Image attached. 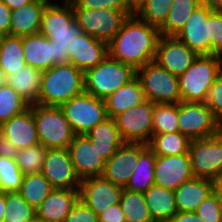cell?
Masks as SVG:
<instances>
[{"instance_id":"cell-2","label":"cell","mask_w":222,"mask_h":222,"mask_svg":"<svg viewBox=\"0 0 222 222\" xmlns=\"http://www.w3.org/2000/svg\"><path fill=\"white\" fill-rule=\"evenodd\" d=\"M84 92V72L71 63L54 65L42 73L38 104L60 107Z\"/></svg>"},{"instance_id":"cell-57","label":"cell","mask_w":222,"mask_h":222,"mask_svg":"<svg viewBox=\"0 0 222 222\" xmlns=\"http://www.w3.org/2000/svg\"><path fill=\"white\" fill-rule=\"evenodd\" d=\"M33 1H39V2H42V3L46 4V5L55 3L54 1L51 2V0H33Z\"/></svg>"},{"instance_id":"cell-17","label":"cell","mask_w":222,"mask_h":222,"mask_svg":"<svg viewBox=\"0 0 222 222\" xmlns=\"http://www.w3.org/2000/svg\"><path fill=\"white\" fill-rule=\"evenodd\" d=\"M193 177L189 153L176 156L156 155L155 185L174 191Z\"/></svg>"},{"instance_id":"cell-4","label":"cell","mask_w":222,"mask_h":222,"mask_svg":"<svg viewBox=\"0 0 222 222\" xmlns=\"http://www.w3.org/2000/svg\"><path fill=\"white\" fill-rule=\"evenodd\" d=\"M136 76V71L109 55L98 65L84 72V91L105 99Z\"/></svg>"},{"instance_id":"cell-39","label":"cell","mask_w":222,"mask_h":222,"mask_svg":"<svg viewBox=\"0 0 222 222\" xmlns=\"http://www.w3.org/2000/svg\"><path fill=\"white\" fill-rule=\"evenodd\" d=\"M173 0H145L135 14L146 23L160 27L166 20Z\"/></svg>"},{"instance_id":"cell-20","label":"cell","mask_w":222,"mask_h":222,"mask_svg":"<svg viewBox=\"0 0 222 222\" xmlns=\"http://www.w3.org/2000/svg\"><path fill=\"white\" fill-rule=\"evenodd\" d=\"M0 133L11 141L18 150L38 145L33 104L22 113L1 124Z\"/></svg>"},{"instance_id":"cell-19","label":"cell","mask_w":222,"mask_h":222,"mask_svg":"<svg viewBox=\"0 0 222 222\" xmlns=\"http://www.w3.org/2000/svg\"><path fill=\"white\" fill-rule=\"evenodd\" d=\"M68 51L69 63L85 72L108 56V43L83 33L72 40Z\"/></svg>"},{"instance_id":"cell-58","label":"cell","mask_w":222,"mask_h":222,"mask_svg":"<svg viewBox=\"0 0 222 222\" xmlns=\"http://www.w3.org/2000/svg\"><path fill=\"white\" fill-rule=\"evenodd\" d=\"M5 82H6L5 77L1 73V69H0V85H3Z\"/></svg>"},{"instance_id":"cell-23","label":"cell","mask_w":222,"mask_h":222,"mask_svg":"<svg viewBox=\"0 0 222 222\" xmlns=\"http://www.w3.org/2000/svg\"><path fill=\"white\" fill-rule=\"evenodd\" d=\"M212 193V180L193 177L174 190L177 211L195 212Z\"/></svg>"},{"instance_id":"cell-29","label":"cell","mask_w":222,"mask_h":222,"mask_svg":"<svg viewBox=\"0 0 222 222\" xmlns=\"http://www.w3.org/2000/svg\"><path fill=\"white\" fill-rule=\"evenodd\" d=\"M43 71L25 65L22 70L8 76L6 83L13 87L30 105L38 104Z\"/></svg>"},{"instance_id":"cell-26","label":"cell","mask_w":222,"mask_h":222,"mask_svg":"<svg viewBox=\"0 0 222 222\" xmlns=\"http://www.w3.org/2000/svg\"><path fill=\"white\" fill-rule=\"evenodd\" d=\"M145 100L140 80L135 76L127 84L104 99L107 116L114 119L123 111L137 106Z\"/></svg>"},{"instance_id":"cell-14","label":"cell","mask_w":222,"mask_h":222,"mask_svg":"<svg viewBox=\"0 0 222 222\" xmlns=\"http://www.w3.org/2000/svg\"><path fill=\"white\" fill-rule=\"evenodd\" d=\"M123 187L113 184L103 176L81 180L79 199H81L97 216L109 206L120 202Z\"/></svg>"},{"instance_id":"cell-27","label":"cell","mask_w":222,"mask_h":222,"mask_svg":"<svg viewBox=\"0 0 222 222\" xmlns=\"http://www.w3.org/2000/svg\"><path fill=\"white\" fill-rule=\"evenodd\" d=\"M86 136L105 161L110 159L124 143L118 132L115 119L111 117L93 127Z\"/></svg>"},{"instance_id":"cell-35","label":"cell","mask_w":222,"mask_h":222,"mask_svg":"<svg viewBox=\"0 0 222 222\" xmlns=\"http://www.w3.org/2000/svg\"><path fill=\"white\" fill-rule=\"evenodd\" d=\"M119 205L126 222H154L141 192H133L123 188Z\"/></svg>"},{"instance_id":"cell-60","label":"cell","mask_w":222,"mask_h":222,"mask_svg":"<svg viewBox=\"0 0 222 222\" xmlns=\"http://www.w3.org/2000/svg\"><path fill=\"white\" fill-rule=\"evenodd\" d=\"M74 0H63V2H65V3H71V2H73Z\"/></svg>"},{"instance_id":"cell-50","label":"cell","mask_w":222,"mask_h":222,"mask_svg":"<svg viewBox=\"0 0 222 222\" xmlns=\"http://www.w3.org/2000/svg\"><path fill=\"white\" fill-rule=\"evenodd\" d=\"M18 151L14 144L0 133V157L15 159Z\"/></svg>"},{"instance_id":"cell-7","label":"cell","mask_w":222,"mask_h":222,"mask_svg":"<svg viewBox=\"0 0 222 222\" xmlns=\"http://www.w3.org/2000/svg\"><path fill=\"white\" fill-rule=\"evenodd\" d=\"M136 77L140 80L146 100L154 103L179 104L182 102L178 77L155 61L137 69Z\"/></svg>"},{"instance_id":"cell-59","label":"cell","mask_w":222,"mask_h":222,"mask_svg":"<svg viewBox=\"0 0 222 222\" xmlns=\"http://www.w3.org/2000/svg\"><path fill=\"white\" fill-rule=\"evenodd\" d=\"M154 222H174L173 219L156 220Z\"/></svg>"},{"instance_id":"cell-25","label":"cell","mask_w":222,"mask_h":222,"mask_svg":"<svg viewBox=\"0 0 222 222\" xmlns=\"http://www.w3.org/2000/svg\"><path fill=\"white\" fill-rule=\"evenodd\" d=\"M46 4L32 1L11 11L10 35L24 37L39 33L40 22Z\"/></svg>"},{"instance_id":"cell-5","label":"cell","mask_w":222,"mask_h":222,"mask_svg":"<svg viewBox=\"0 0 222 222\" xmlns=\"http://www.w3.org/2000/svg\"><path fill=\"white\" fill-rule=\"evenodd\" d=\"M39 144L46 149L68 148L75 134L60 107L33 104Z\"/></svg>"},{"instance_id":"cell-34","label":"cell","mask_w":222,"mask_h":222,"mask_svg":"<svg viewBox=\"0 0 222 222\" xmlns=\"http://www.w3.org/2000/svg\"><path fill=\"white\" fill-rule=\"evenodd\" d=\"M190 139L180 132L153 135L147 144L155 155L176 156L189 151Z\"/></svg>"},{"instance_id":"cell-48","label":"cell","mask_w":222,"mask_h":222,"mask_svg":"<svg viewBox=\"0 0 222 222\" xmlns=\"http://www.w3.org/2000/svg\"><path fill=\"white\" fill-rule=\"evenodd\" d=\"M99 222H126L125 216L121 207L118 204L109 206L98 215Z\"/></svg>"},{"instance_id":"cell-36","label":"cell","mask_w":222,"mask_h":222,"mask_svg":"<svg viewBox=\"0 0 222 222\" xmlns=\"http://www.w3.org/2000/svg\"><path fill=\"white\" fill-rule=\"evenodd\" d=\"M179 132L178 104L154 103L153 135Z\"/></svg>"},{"instance_id":"cell-22","label":"cell","mask_w":222,"mask_h":222,"mask_svg":"<svg viewBox=\"0 0 222 222\" xmlns=\"http://www.w3.org/2000/svg\"><path fill=\"white\" fill-rule=\"evenodd\" d=\"M82 30L75 20L72 3L49 4L43 11L39 33H61Z\"/></svg>"},{"instance_id":"cell-44","label":"cell","mask_w":222,"mask_h":222,"mask_svg":"<svg viewBox=\"0 0 222 222\" xmlns=\"http://www.w3.org/2000/svg\"><path fill=\"white\" fill-rule=\"evenodd\" d=\"M195 213L204 222H222V203L213 193H211L197 207Z\"/></svg>"},{"instance_id":"cell-16","label":"cell","mask_w":222,"mask_h":222,"mask_svg":"<svg viewBox=\"0 0 222 222\" xmlns=\"http://www.w3.org/2000/svg\"><path fill=\"white\" fill-rule=\"evenodd\" d=\"M68 150L74 171L80 181L102 176L106 161L86 135H75Z\"/></svg>"},{"instance_id":"cell-10","label":"cell","mask_w":222,"mask_h":222,"mask_svg":"<svg viewBox=\"0 0 222 222\" xmlns=\"http://www.w3.org/2000/svg\"><path fill=\"white\" fill-rule=\"evenodd\" d=\"M189 156L194 177L212 180L222 174V130L209 138L190 141Z\"/></svg>"},{"instance_id":"cell-31","label":"cell","mask_w":222,"mask_h":222,"mask_svg":"<svg viewBox=\"0 0 222 222\" xmlns=\"http://www.w3.org/2000/svg\"><path fill=\"white\" fill-rule=\"evenodd\" d=\"M156 155L147 146L138 157L133 174L130 176L125 189L144 193L154 184V168Z\"/></svg>"},{"instance_id":"cell-32","label":"cell","mask_w":222,"mask_h":222,"mask_svg":"<svg viewBox=\"0 0 222 222\" xmlns=\"http://www.w3.org/2000/svg\"><path fill=\"white\" fill-rule=\"evenodd\" d=\"M206 0H173L165 22L159 27L160 35L175 36L187 19Z\"/></svg>"},{"instance_id":"cell-8","label":"cell","mask_w":222,"mask_h":222,"mask_svg":"<svg viewBox=\"0 0 222 222\" xmlns=\"http://www.w3.org/2000/svg\"><path fill=\"white\" fill-rule=\"evenodd\" d=\"M75 20L83 33L109 43L130 16L126 11L108 8H73Z\"/></svg>"},{"instance_id":"cell-56","label":"cell","mask_w":222,"mask_h":222,"mask_svg":"<svg viewBox=\"0 0 222 222\" xmlns=\"http://www.w3.org/2000/svg\"><path fill=\"white\" fill-rule=\"evenodd\" d=\"M216 10L222 11V0H209Z\"/></svg>"},{"instance_id":"cell-52","label":"cell","mask_w":222,"mask_h":222,"mask_svg":"<svg viewBox=\"0 0 222 222\" xmlns=\"http://www.w3.org/2000/svg\"><path fill=\"white\" fill-rule=\"evenodd\" d=\"M212 193L222 203V174L212 179Z\"/></svg>"},{"instance_id":"cell-51","label":"cell","mask_w":222,"mask_h":222,"mask_svg":"<svg viewBox=\"0 0 222 222\" xmlns=\"http://www.w3.org/2000/svg\"><path fill=\"white\" fill-rule=\"evenodd\" d=\"M172 219L174 222H204L195 212L177 211Z\"/></svg>"},{"instance_id":"cell-1","label":"cell","mask_w":222,"mask_h":222,"mask_svg":"<svg viewBox=\"0 0 222 222\" xmlns=\"http://www.w3.org/2000/svg\"><path fill=\"white\" fill-rule=\"evenodd\" d=\"M159 37L158 27L130 15L108 43V55L136 71L154 61Z\"/></svg>"},{"instance_id":"cell-42","label":"cell","mask_w":222,"mask_h":222,"mask_svg":"<svg viewBox=\"0 0 222 222\" xmlns=\"http://www.w3.org/2000/svg\"><path fill=\"white\" fill-rule=\"evenodd\" d=\"M53 42V66L69 63L68 45L77 36L83 34V30H75V32L61 33H41Z\"/></svg>"},{"instance_id":"cell-55","label":"cell","mask_w":222,"mask_h":222,"mask_svg":"<svg viewBox=\"0 0 222 222\" xmlns=\"http://www.w3.org/2000/svg\"><path fill=\"white\" fill-rule=\"evenodd\" d=\"M145 0H127L130 7L135 11Z\"/></svg>"},{"instance_id":"cell-11","label":"cell","mask_w":222,"mask_h":222,"mask_svg":"<svg viewBox=\"0 0 222 222\" xmlns=\"http://www.w3.org/2000/svg\"><path fill=\"white\" fill-rule=\"evenodd\" d=\"M154 102L145 100L114 119L124 142L148 144L153 136Z\"/></svg>"},{"instance_id":"cell-6","label":"cell","mask_w":222,"mask_h":222,"mask_svg":"<svg viewBox=\"0 0 222 222\" xmlns=\"http://www.w3.org/2000/svg\"><path fill=\"white\" fill-rule=\"evenodd\" d=\"M75 135H86L108 118L105 101L82 92L60 106Z\"/></svg>"},{"instance_id":"cell-33","label":"cell","mask_w":222,"mask_h":222,"mask_svg":"<svg viewBox=\"0 0 222 222\" xmlns=\"http://www.w3.org/2000/svg\"><path fill=\"white\" fill-rule=\"evenodd\" d=\"M53 189L50 181L40 172L23 175L19 193L30 206L36 209Z\"/></svg>"},{"instance_id":"cell-24","label":"cell","mask_w":222,"mask_h":222,"mask_svg":"<svg viewBox=\"0 0 222 222\" xmlns=\"http://www.w3.org/2000/svg\"><path fill=\"white\" fill-rule=\"evenodd\" d=\"M25 64L41 71L53 66V42L41 33L22 37Z\"/></svg>"},{"instance_id":"cell-54","label":"cell","mask_w":222,"mask_h":222,"mask_svg":"<svg viewBox=\"0 0 222 222\" xmlns=\"http://www.w3.org/2000/svg\"><path fill=\"white\" fill-rule=\"evenodd\" d=\"M5 205H6V193L0 192V222H5L4 221Z\"/></svg>"},{"instance_id":"cell-45","label":"cell","mask_w":222,"mask_h":222,"mask_svg":"<svg viewBox=\"0 0 222 222\" xmlns=\"http://www.w3.org/2000/svg\"><path fill=\"white\" fill-rule=\"evenodd\" d=\"M72 8H108L126 11L129 15H134L135 11L130 7L127 0H74Z\"/></svg>"},{"instance_id":"cell-30","label":"cell","mask_w":222,"mask_h":222,"mask_svg":"<svg viewBox=\"0 0 222 222\" xmlns=\"http://www.w3.org/2000/svg\"><path fill=\"white\" fill-rule=\"evenodd\" d=\"M25 65L22 37H0V69L5 79L22 70Z\"/></svg>"},{"instance_id":"cell-53","label":"cell","mask_w":222,"mask_h":222,"mask_svg":"<svg viewBox=\"0 0 222 222\" xmlns=\"http://www.w3.org/2000/svg\"><path fill=\"white\" fill-rule=\"evenodd\" d=\"M4 4H6L11 10L18 9L24 5L29 4L33 0H1Z\"/></svg>"},{"instance_id":"cell-18","label":"cell","mask_w":222,"mask_h":222,"mask_svg":"<svg viewBox=\"0 0 222 222\" xmlns=\"http://www.w3.org/2000/svg\"><path fill=\"white\" fill-rule=\"evenodd\" d=\"M147 146L143 143L124 142L106 161L102 176L113 184L124 188L135 170L139 154Z\"/></svg>"},{"instance_id":"cell-41","label":"cell","mask_w":222,"mask_h":222,"mask_svg":"<svg viewBox=\"0 0 222 222\" xmlns=\"http://www.w3.org/2000/svg\"><path fill=\"white\" fill-rule=\"evenodd\" d=\"M23 173L15 159L0 157V192H19Z\"/></svg>"},{"instance_id":"cell-9","label":"cell","mask_w":222,"mask_h":222,"mask_svg":"<svg viewBox=\"0 0 222 222\" xmlns=\"http://www.w3.org/2000/svg\"><path fill=\"white\" fill-rule=\"evenodd\" d=\"M178 126L179 132L190 140L209 138L222 130L205 102H180Z\"/></svg>"},{"instance_id":"cell-37","label":"cell","mask_w":222,"mask_h":222,"mask_svg":"<svg viewBox=\"0 0 222 222\" xmlns=\"http://www.w3.org/2000/svg\"><path fill=\"white\" fill-rule=\"evenodd\" d=\"M30 104L6 82L0 85V125L28 109Z\"/></svg>"},{"instance_id":"cell-13","label":"cell","mask_w":222,"mask_h":222,"mask_svg":"<svg viewBox=\"0 0 222 222\" xmlns=\"http://www.w3.org/2000/svg\"><path fill=\"white\" fill-rule=\"evenodd\" d=\"M41 173L53 188H80L81 181L74 171L68 148L47 149Z\"/></svg>"},{"instance_id":"cell-15","label":"cell","mask_w":222,"mask_h":222,"mask_svg":"<svg viewBox=\"0 0 222 222\" xmlns=\"http://www.w3.org/2000/svg\"><path fill=\"white\" fill-rule=\"evenodd\" d=\"M197 54L176 36L160 35L154 61L172 75H182L197 58Z\"/></svg>"},{"instance_id":"cell-40","label":"cell","mask_w":222,"mask_h":222,"mask_svg":"<svg viewBox=\"0 0 222 222\" xmlns=\"http://www.w3.org/2000/svg\"><path fill=\"white\" fill-rule=\"evenodd\" d=\"M46 150L43 145L38 144L18 151L15 160L23 175L42 171Z\"/></svg>"},{"instance_id":"cell-49","label":"cell","mask_w":222,"mask_h":222,"mask_svg":"<svg viewBox=\"0 0 222 222\" xmlns=\"http://www.w3.org/2000/svg\"><path fill=\"white\" fill-rule=\"evenodd\" d=\"M11 9L0 0V37L10 35Z\"/></svg>"},{"instance_id":"cell-46","label":"cell","mask_w":222,"mask_h":222,"mask_svg":"<svg viewBox=\"0 0 222 222\" xmlns=\"http://www.w3.org/2000/svg\"><path fill=\"white\" fill-rule=\"evenodd\" d=\"M205 103L222 126V71L210 87Z\"/></svg>"},{"instance_id":"cell-38","label":"cell","mask_w":222,"mask_h":222,"mask_svg":"<svg viewBox=\"0 0 222 222\" xmlns=\"http://www.w3.org/2000/svg\"><path fill=\"white\" fill-rule=\"evenodd\" d=\"M36 210L30 206L19 192L6 193L5 222H33Z\"/></svg>"},{"instance_id":"cell-21","label":"cell","mask_w":222,"mask_h":222,"mask_svg":"<svg viewBox=\"0 0 222 222\" xmlns=\"http://www.w3.org/2000/svg\"><path fill=\"white\" fill-rule=\"evenodd\" d=\"M79 199V189L54 188L36 210L40 222H64Z\"/></svg>"},{"instance_id":"cell-12","label":"cell","mask_w":222,"mask_h":222,"mask_svg":"<svg viewBox=\"0 0 222 222\" xmlns=\"http://www.w3.org/2000/svg\"><path fill=\"white\" fill-rule=\"evenodd\" d=\"M215 10L209 0L199 6L175 35L197 55H210L209 15Z\"/></svg>"},{"instance_id":"cell-43","label":"cell","mask_w":222,"mask_h":222,"mask_svg":"<svg viewBox=\"0 0 222 222\" xmlns=\"http://www.w3.org/2000/svg\"><path fill=\"white\" fill-rule=\"evenodd\" d=\"M210 55L222 56V11L214 10L209 15Z\"/></svg>"},{"instance_id":"cell-47","label":"cell","mask_w":222,"mask_h":222,"mask_svg":"<svg viewBox=\"0 0 222 222\" xmlns=\"http://www.w3.org/2000/svg\"><path fill=\"white\" fill-rule=\"evenodd\" d=\"M64 222H99L98 216L81 200L72 207Z\"/></svg>"},{"instance_id":"cell-28","label":"cell","mask_w":222,"mask_h":222,"mask_svg":"<svg viewBox=\"0 0 222 222\" xmlns=\"http://www.w3.org/2000/svg\"><path fill=\"white\" fill-rule=\"evenodd\" d=\"M143 195L153 221L172 219L177 212L173 190L153 184Z\"/></svg>"},{"instance_id":"cell-3","label":"cell","mask_w":222,"mask_h":222,"mask_svg":"<svg viewBox=\"0 0 222 222\" xmlns=\"http://www.w3.org/2000/svg\"><path fill=\"white\" fill-rule=\"evenodd\" d=\"M221 71V55H198L191 66L178 77L182 101L205 102L210 87Z\"/></svg>"}]
</instances>
